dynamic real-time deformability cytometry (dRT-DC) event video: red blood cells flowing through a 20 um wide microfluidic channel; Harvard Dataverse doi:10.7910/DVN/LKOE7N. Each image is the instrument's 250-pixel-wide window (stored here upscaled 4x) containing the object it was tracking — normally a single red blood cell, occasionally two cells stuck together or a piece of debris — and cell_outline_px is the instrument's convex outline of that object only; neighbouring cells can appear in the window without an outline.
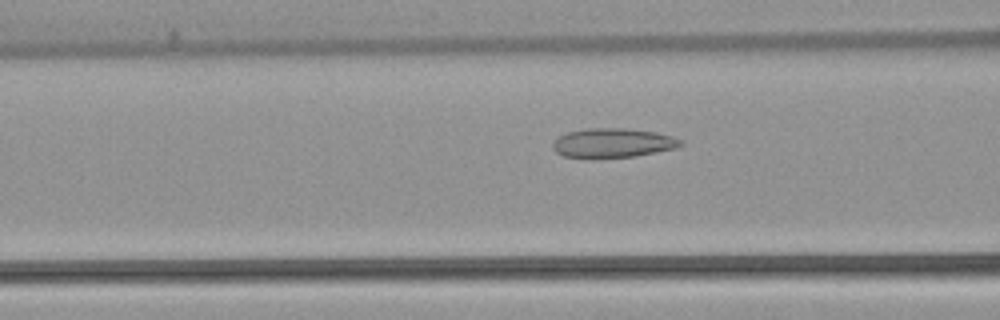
{"species": "common noctule bat (a hibernating species)", "species_latin": "Nyctalus noctula", "temperature_condition": "warm", "stored_images_in_passage": 53, "camera_frame_rate_fps": 3000, "um_per_image_px": 0.085, "animal": {"sex": "female", "body_mass_g": 22.7, "forearm_length_mm": 54.2}, "frame": {"image": 1, "passage_image": 21, "time_ms": 6.667, "image_size_px": [1000, 320], "cell_outline_px": [[684, 144], [676, 148], [636, 156], [592, 160], [564, 156], [556, 152], [552, 148], [552, 144], [560, 136], [568, 132], [588, 128], [624, 128], [656, 132], [672, 136], [684, 140]], "centroid_in_image_um": [52.1, 12.18], "position_along_channel_um": 114.5, "area_um2": 22.37}}
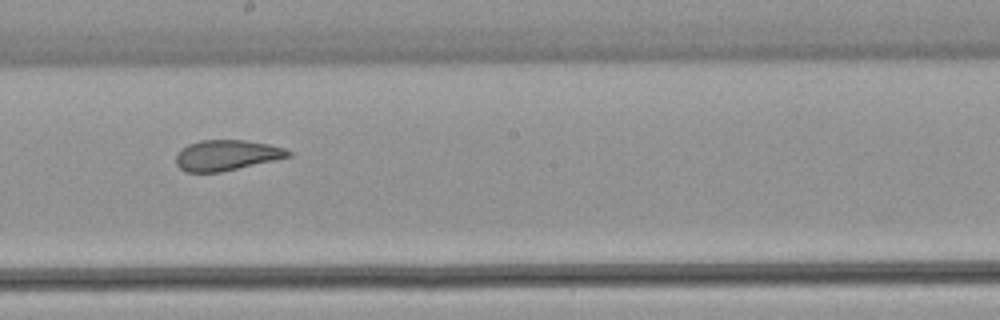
{"frame": {"image": 2, "passage_image": 30, "time_ms": 9.667, "image_size_px": [1000, 320], "cell_outline_px": [[292, 156], [220, 172], [184, 172], [176, 164], [176, 156], [180, 148], [188, 144], [200, 140], [244, 140], [268, 144], [284, 148], [292, 152]], "centroid_in_image_um": [19.23, 13.19], "position_along_channel_um": 229.0, "area_um2": 19.94}}
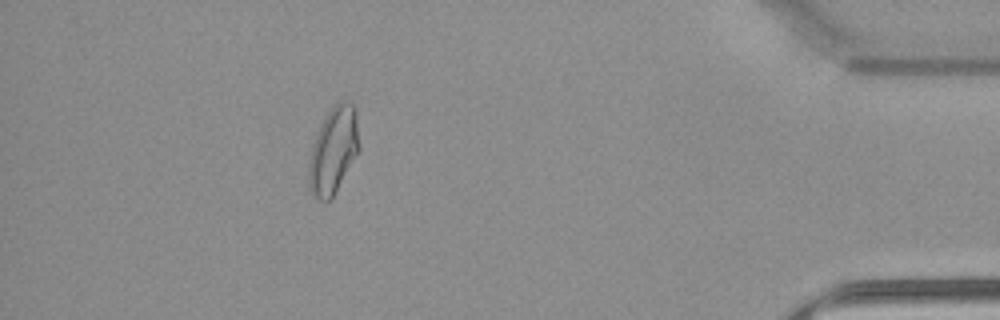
{"frame": {"image": 3, "passage_image": 48, "time_ms": 15.667, "image_size_px": [1000, 320], "cell_outline_px": [[360, 148], [332, 200], [320, 200], [312, 196], [308, 184], [308, 164], [312, 144], [320, 124], [332, 104], [336, 100], [352, 100], [356, 112], [360, 144]], "centroid_in_image_um": [28.34, 12.74], "position_along_channel_um": 406.9, "area_um2": 26.13}, "authors_computed_cell_mechanics": {"area_um2": 23.6402, "velocity_mm_per_s": 3.8138, "shape_relaxation_time_tau1_ms": null, "shape_relaxation_time_tau2_ms": 1.6689, "deformation_change_tau1": null, "deformation_change_tau2": 0.0725}}